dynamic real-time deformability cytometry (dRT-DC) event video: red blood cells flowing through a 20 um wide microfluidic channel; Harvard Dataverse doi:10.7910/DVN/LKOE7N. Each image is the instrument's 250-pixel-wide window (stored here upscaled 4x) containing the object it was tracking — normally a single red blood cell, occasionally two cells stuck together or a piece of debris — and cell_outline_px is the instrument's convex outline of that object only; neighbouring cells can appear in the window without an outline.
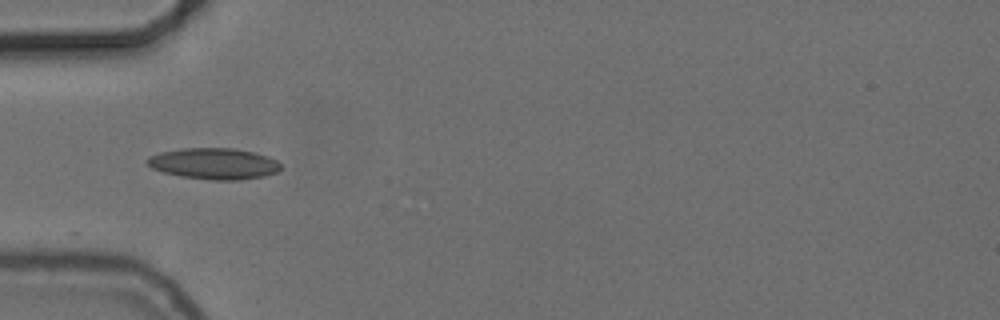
{"species": "common noctule bat (a hibernating species)", "species_latin": "Nyctalus noctula", "temperature_condition": "cold", "stored_images_in_passage": 13, "camera_frame_rate_fps": 3000, "um_per_image_px": 0.085, "animal": {"sex": "female", "body_mass_g": 24.6, "forearm_length_mm": 56.2}, "frame": {"image": 1, "passage_image": 1, "time_ms": 0.0, "image_size_px": [1000, 320], "cell_outline_px": [[280, 168], [276, 172], [264, 176], [240, 180], [212, 180], [180, 176], [164, 172], [152, 168], [144, 160], [148, 156], [160, 152], [180, 148], [236, 148], [256, 152], [268, 156], [276, 160], [280, 164]], "centroid_in_image_um": [18.17, 13.9], "position_along_channel_um": 66.8, "area_um2": 24.45}}
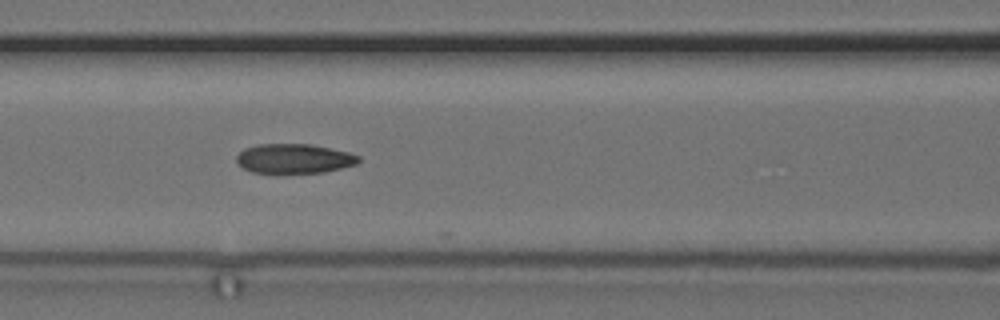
{"frame": {"image": 2, "passage_image": 7, "time_ms": 2.0, "image_size_px": [1000, 320], "cell_outline_px": [[360, 160], [356, 164], [324, 172], [252, 172], [236, 164], [236, 156], [244, 148], [256, 144], [312, 144], [348, 152], [360, 156]], "centroid_in_image_um": [24.97, 13.46], "position_along_channel_um": 141.6, "area_um2": 20.87}}
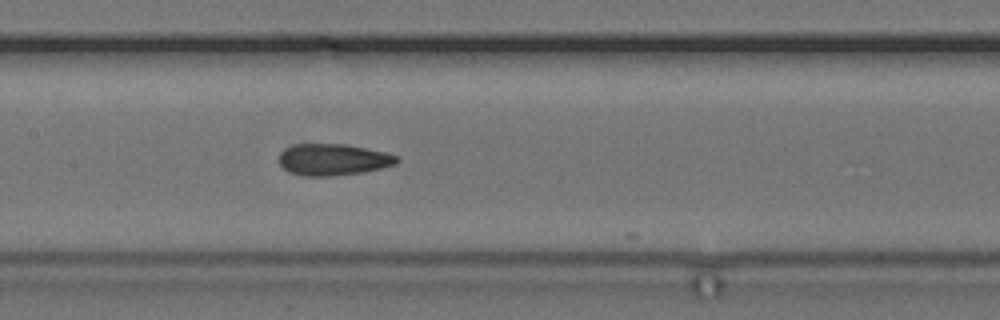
{"frame": {"image": 3, "passage_image": 10, "time_ms": 3.0, "image_size_px": [1000, 320], "cell_outline_px": [[400, 160], [396, 164], [364, 172], [328, 176], [304, 176], [288, 172], [280, 164], [280, 152], [284, 148], [296, 144], [348, 144], [384, 152], [400, 156]], "centroid_in_image_um": [28.33, 13.56], "position_along_channel_um": 179.1, "area_um2": 21.73}}